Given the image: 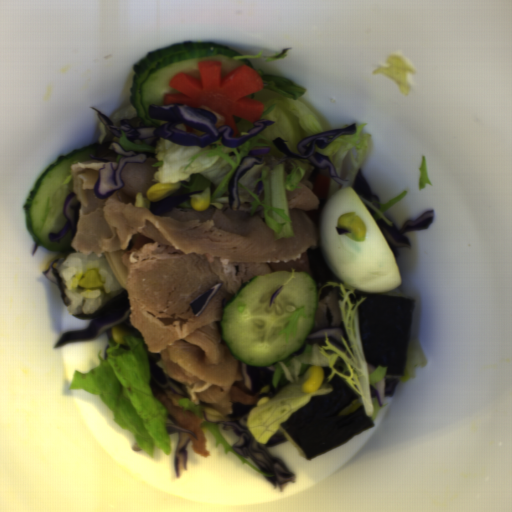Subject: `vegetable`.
<instances>
[{
	"mask_svg": "<svg viewBox=\"0 0 512 512\" xmlns=\"http://www.w3.org/2000/svg\"><path fill=\"white\" fill-rule=\"evenodd\" d=\"M428 359L418 341L410 340L406 352V360L403 375L400 381L406 382L416 377V369L427 366Z\"/></svg>",
	"mask_w": 512,
	"mask_h": 512,
	"instance_id": "6",
	"label": "vegetable"
},
{
	"mask_svg": "<svg viewBox=\"0 0 512 512\" xmlns=\"http://www.w3.org/2000/svg\"><path fill=\"white\" fill-rule=\"evenodd\" d=\"M305 307H301L294 311L292 315H290L288 318L285 319V321H288L285 328L278 332V336L285 334V342L289 343V337L290 333L293 334V338H296L298 333V319L299 317H307V314L304 312Z\"/></svg>",
	"mask_w": 512,
	"mask_h": 512,
	"instance_id": "9",
	"label": "vegetable"
},
{
	"mask_svg": "<svg viewBox=\"0 0 512 512\" xmlns=\"http://www.w3.org/2000/svg\"><path fill=\"white\" fill-rule=\"evenodd\" d=\"M419 170V177H418V187L419 190L426 187V185H429L432 187V182L428 176V170H427V162H426V156L425 154L421 157V165L418 167Z\"/></svg>",
	"mask_w": 512,
	"mask_h": 512,
	"instance_id": "11",
	"label": "vegetable"
},
{
	"mask_svg": "<svg viewBox=\"0 0 512 512\" xmlns=\"http://www.w3.org/2000/svg\"><path fill=\"white\" fill-rule=\"evenodd\" d=\"M150 206H151V201H149L147 199V197H144L142 192H139L138 194H136L135 201H134V207H142L145 209H150Z\"/></svg>",
	"mask_w": 512,
	"mask_h": 512,
	"instance_id": "14",
	"label": "vegetable"
},
{
	"mask_svg": "<svg viewBox=\"0 0 512 512\" xmlns=\"http://www.w3.org/2000/svg\"><path fill=\"white\" fill-rule=\"evenodd\" d=\"M256 72L264 84L254 97L264 106L259 120H271L274 124L237 148L223 145L222 138L206 147L182 146L160 137L154 146L144 142L136 144L126 139L123 130L121 137L115 136L102 121L99 122V147L102 149L110 142H116L125 152L152 153L157 159L152 166L157 168L152 182L180 184L171 195L209 188V206L221 209L225 204L230 205L229 184L241 160L254 146H269L271 151L263 162L255 164L237 182L240 205L253 197L251 216L261 206L266 225L275 233V240L293 237L287 191L301 188L298 185L304 178H309L314 166L303 158H288L273 141L276 138L286 140L290 152L299 155L298 144L304 138L317 135L322 125L301 102L307 89L285 76L272 75L262 69ZM259 181L264 182V188L257 195Z\"/></svg>",
	"mask_w": 512,
	"mask_h": 512,
	"instance_id": "1",
	"label": "vegetable"
},
{
	"mask_svg": "<svg viewBox=\"0 0 512 512\" xmlns=\"http://www.w3.org/2000/svg\"><path fill=\"white\" fill-rule=\"evenodd\" d=\"M234 123L236 125V128L239 132V137L242 136L241 132H246L253 128L255 123L249 122L247 120L241 119L237 117L236 115L233 116Z\"/></svg>",
	"mask_w": 512,
	"mask_h": 512,
	"instance_id": "12",
	"label": "vegetable"
},
{
	"mask_svg": "<svg viewBox=\"0 0 512 512\" xmlns=\"http://www.w3.org/2000/svg\"><path fill=\"white\" fill-rule=\"evenodd\" d=\"M321 175H325V176H328L329 178V194H328V198L327 201L329 200V198L335 193L337 192L338 190H342L340 184H338L337 182H335L333 180L332 177H330V173H329V170L328 168L327 169H323L321 170Z\"/></svg>",
	"mask_w": 512,
	"mask_h": 512,
	"instance_id": "13",
	"label": "vegetable"
},
{
	"mask_svg": "<svg viewBox=\"0 0 512 512\" xmlns=\"http://www.w3.org/2000/svg\"><path fill=\"white\" fill-rule=\"evenodd\" d=\"M71 179H72V175H71V173H70V175H69V176H67V177H66V179L64 180V184H66V185H67V184L71 181Z\"/></svg>",
	"mask_w": 512,
	"mask_h": 512,
	"instance_id": "19",
	"label": "vegetable"
},
{
	"mask_svg": "<svg viewBox=\"0 0 512 512\" xmlns=\"http://www.w3.org/2000/svg\"><path fill=\"white\" fill-rule=\"evenodd\" d=\"M177 206H180V207H186V208H193L192 205H191V202H190V198L179 203Z\"/></svg>",
	"mask_w": 512,
	"mask_h": 512,
	"instance_id": "16",
	"label": "vegetable"
},
{
	"mask_svg": "<svg viewBox=\"0 0 512 512\" xmlns=\"http://www.w3.org/2000/svg\"><path fill=\"white\" fill-rule=\"evenodd\" d=\"M323 286L338 287L342 292L338 308L351 348L340 336L345 350H339L324 332L325 346L308 342L302 354L289 355L284 360L271 363L276 370L271 382L275 391H271L269 386L261 388L257 404L247 419V428L257 443L267 444L277 435L280 425L312 397L332 392V384L323 382L313 393L302 391V380L312 365L321 369L330 367L328 381L338 375L359 396L364 414L371 419L375 420L379 411L388 406H380L378 399L371 396L370 386L376 389V383L386 376L387 368L379 364L373 373L369 371L357 313L359 304L366 298L361 296L356 304L353 303L349 295L355 288L344 282L329 280Z\"/></svg>",
	"mask_w": 512,
	"mask_h": 512,
	"instance_id": "2",
	"label": "vegetable"
},
{
	"mask_svg": "<svg viewBox=\"0 0 512 512\" xmlns=\"http://www.w3.org/2000/svg\"><path fill=\"white\" fill-rule=\"evenodd\" d=\"M195 132L193 134L197 135V136H203L205 135L206 131H200L198 129H194Z\"/></svg>",
	"mask_w": 512,
	"mask_h": 512,
	"instance_id": "18",
	"label": "vegetable"
},
{
	"mask_svg": "<svg viewBox=\"0 0 512 512\" xmlns=\"http://www.w3.org/2000/svg\"><path fill=\"white\" fill-rule=\"evenodd\" d=\"M195 109H206L208 111H210L211 113H213L217 119V122L215 124V127L216 129H219L221 126H224L223 123H224V119L225 117L222 116L221 114H219L218 112L214 111L213 109L209 108L208 106H201L199 108H195Z\"/></svg>",
	"mask_w": 512,
	"mask_h": 512,
	"instance_id": "15",
	"label": "vegetable"
},
{
	"mask_svg": "<svg viewBox=\"0 0 512 512\" xmlns=\"http://www.w3.org/2000/svg\"><path fill=\"white\" fill-rule=\"evenodd\" d=\"M366 125L367 122L356 124L355 134L338 136L325 148L314 147L315 151L332 161L339 178L352 188L369 149L370 133L363 132Z\"/></svg>",
	"mask_w": 512,
	"mask_h": 512,
	"instance_id": "4",
	"label": "vegetable"
},
{
	"mask_svg": "<svg viewBox=\"0 0 512 512\" xmlns=\"http://www.w3.org/2000/svg\"><path fill=\"white\" fill-rule=\"evenodd\" d=\"M291 49H292V47H289V48L282 49L280 52H274V56L264 55L263 50H261L257 55L243 54V55H239V56H234L232 59H233V61H237V60H241V59H246V60L263 59L265 61V63L273 62V61L287 58V55H288L287 52L290 51Z\"/></svg>",
	"mask_w": 512,
	"mask_h": 512,
	"instance_id": "10",
	"label": "vegetable"
},
{
	"mask_svg": "<svg viewBox=\"0 0 512 512\" xmlns=\"http://www.w3.org/2000/svg\"><path fill=\"white\" fill-rule=\"evenodd\" d=\"M175 128H176V130H181V131H184V132L187 131L186 126H185V124L183 122L180 123V124H176Z\"/></svg>",
	"mask_w": 512,
	"mask_h": 512,
	"instance_id": "17",
	"label": "vegetable"
},
{
	"mask_svg": "<svg viewBox=\"0 0 512 512\" xmlns=\"http://www.w3.org/2000/svg\"><path fill=\"white\" fill-rule=\"evenodd\" d=\"M178 405L182 406V410L186 412H192L196 419H201V427L211 434L215 440V447L219 444L222 445L224 449V454L227 455L228 452H231L234 456H236L242 464L249 465L252 469H254L257 473H259L261 476L264 477H272L273 474H265L255 466H253L251 463H249L246 459H244L239 453H237L228 443L227 441L222 437L220 431H219V423H213L208 422L204 419V411L201 405H196L193 400L182 398L180 399Z\"/></svg>",
	"mask_w": 512,
	"mask_h": 512,
	"instance_id": "5",
	"label": "vegetable"
},
{
	"mask_svg": "<svg viewBox=\"0 0 512 512\" xmlns=\"http://www.w3.org/2000/svg\"><path fill=\"white\" fill-rule=\"evenodd\" d=\"M407 193H408V191H406V190H405V191H402V192H401L397 197H395V198H393V199H391V200H389V201H387V202H385V203L380 204V208H379V209H378V208H376L375 206H373V205H372L369 201H367L364 197L360 196V195H359V194H357V193H356V194H357V195H358V197L361 199V201L363 202V204L368 205L370 208H372L374 211H376V212H377L375 216H372V215H371V216H372V218H373V220H374V222H375V224H377V222H378L379 220H383V221L387 222L389 225H391V226H392V224H393V223H392L391 221H389V220L385 217L384 213H385L389 208H391L392 206H394L395 204H397L399 201H401V200H402V199L407 195Z\"/></svg>",
	"mask_w": 512,
	"mask_h": 512,
	"instance_id": "7",
	"label": "vegetable"
},
{
	"mask_svg": "<svg viewBox=\"0 0 512 512\" xmlns=\"http://www.w3.org/2000/svg\"><path fill=\"white\" fill-rule=\"evenodd\" d=\"M116 126H120L123 120H127L130 125L136 126L138 122H142L139 117L136 108L131 103L123 107L120 111L116 112L112 118H109Z\"/></svg>",
	"mask_w": 512,
	"mask_h": 512,
	"instance_id": "8",
	"label": "vegetable"
},
{
	"mask_svg": "<svg viewBox=\"0 0 512 512\" xmlns=\"http://www.w3.org/2000/svg\"><path fill=\"white\" fill-rule=\"evenodd\" d=\"M105 359L101 350L96 369L74 370L69 390H84L99 396L117 423L134 436L138 448L154 459L159 448L166 455L172 444L168 434L167 408L152 394L151 365L143 340L124 335L122 343L109 341Z\"/></svg>",
	"mask_w": 512,
	"mask_h": 512,
	"instance_id": "3",
	"label": "vegetable"
}]
</instances>
